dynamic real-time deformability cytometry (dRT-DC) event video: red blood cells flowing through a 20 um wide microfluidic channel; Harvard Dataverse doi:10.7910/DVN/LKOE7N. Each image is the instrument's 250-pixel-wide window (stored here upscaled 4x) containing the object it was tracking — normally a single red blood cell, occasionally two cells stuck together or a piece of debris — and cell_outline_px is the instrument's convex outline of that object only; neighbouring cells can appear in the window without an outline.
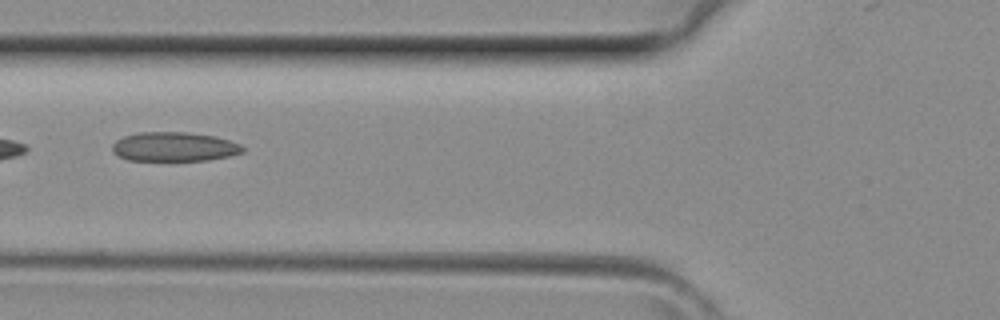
{"species": "common noctule bat (a hibernating species)", "species_latin": "Nyctalus noctula", "temperature_condition": "room temperature", "stored_images_in_passage": 4, "camera_frame_rate_fps": 3000, "um_per_image_px": 0.085, "animal": {"sex": "female", "body_mass_g": 29.2, "forearm_length_mm": 56.3}, "frame": {"image": 1, "passage_image": 4, "time_ms": 1.0, "image_size_px": [1000, 320], "cell_outline_px": [[244, 152], [228, 156], [208, 160], [128, 160], [116, 156], [112, 152], [112, 144], [116, 140], [124, 136], [140, 132], [188, 132], [216, 136], [240, 144], [244, 148]], "centroid_in_image_um": [14.78, 12.47], "position_along_channel_um": 111.0, "area_um2": 22.31}}